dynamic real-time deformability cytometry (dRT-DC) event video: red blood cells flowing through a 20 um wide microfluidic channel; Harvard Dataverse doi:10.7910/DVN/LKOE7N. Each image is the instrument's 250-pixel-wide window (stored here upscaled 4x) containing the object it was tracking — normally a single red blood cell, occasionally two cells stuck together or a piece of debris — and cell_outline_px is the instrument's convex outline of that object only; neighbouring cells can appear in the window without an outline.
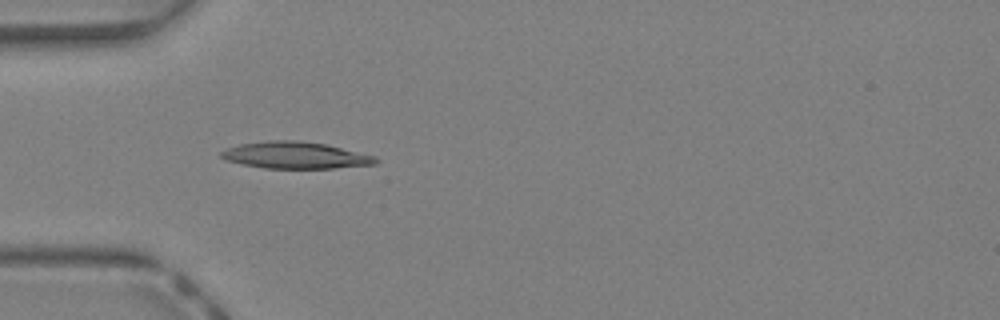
{"species": "Egyptian fruit bat (a non-hibernating species)", "species_latin": "Rousettus aegyptiacus", "temperature_condition": "warm", "stored_images_in_passage": 41, "camera_frame_rate_fps": 3000, "um_per_image_px": 0.085, "animal": {"sex": "female"}, "frame": {"image": 1, "passage_image": 13, "time_ms": 4.0, "image_size_px": [1000, 320], "cell_outline_px": [[380, 160], [376, 164], [332, 168], [264, 168], [224, 160], [220, 156], [220, 152], [228, 148], [240, 144], [268, 140], [296, 140], [328, 144], [376, 156]], "centroid_in_image_um": [25.13, 13.19], "position_along_channel_um": 59.9, "area_um2": 24.16}}
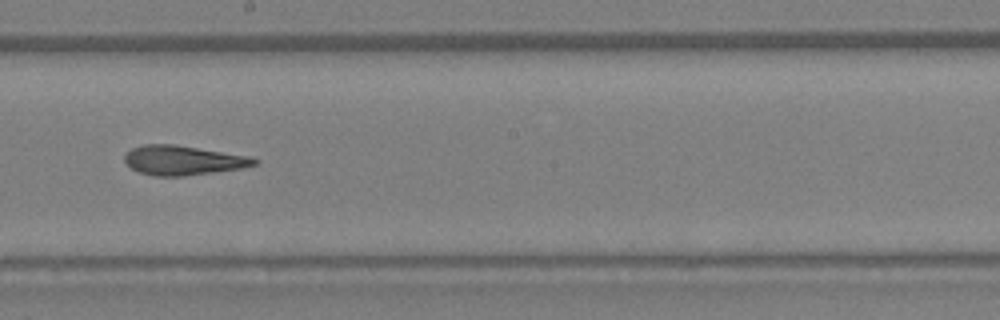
{"frame": {"image": 2, "passage_image": 24, "time_ms": 7.667, "image_size_px": [1000, 320], "cell_outline_px": [[260, 160], [256, 164], [244, 168], [184, 176], [152, 176], [140, 172], [132, 168], [124, 160], [124, 156], [132, 148], [144, 144], [172, 144], [248, 156]], "centroid_in_image_um": [15.56, 13.63], "position_along_channel_um": 232.6, "area_um2": 22.08}}
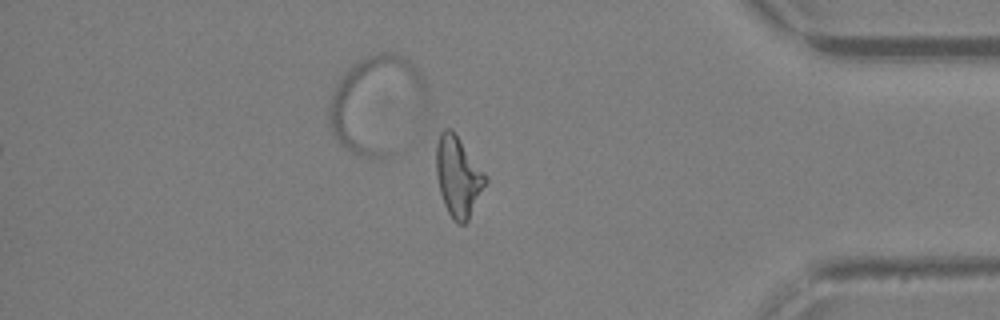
{"frame": {"image": 3, "passage_image": 36, "time_ms": 11.667, "image_size_px": [1000, 320], "cell_outline_px": [[488, 180], [468, 220], [464, 224], [456, 224], [452, 220], [444, 204], [440, 192], [436, 172], [432, 140], [444, 128], [452, 128], [488, 176]], "centroid_in_image_um": [38.89, 14.92], "position_along_channel_um": 396.3, "area_um2": 23.87}, "authors_computed_cell_mechanics": {"area_um2": 22.5998, "velocity_mm_per_s": 4.8244, "shape_relaxation_time_tau1_ms": null, "shape_relaxation_time_tau2_ms": 3.1177, "deformation_change_tau1": null, "deformation_change_tau2": 0.1409}}